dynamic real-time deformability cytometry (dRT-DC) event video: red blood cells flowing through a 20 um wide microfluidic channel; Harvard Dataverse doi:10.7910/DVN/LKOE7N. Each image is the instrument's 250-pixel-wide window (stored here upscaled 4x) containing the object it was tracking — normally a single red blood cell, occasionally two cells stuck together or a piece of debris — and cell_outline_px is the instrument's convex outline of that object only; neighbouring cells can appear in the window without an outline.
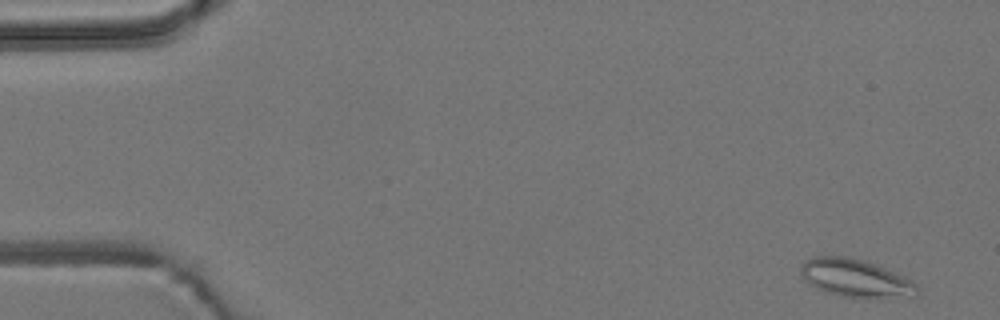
{"species": "common noctule bat (a hibernating species)", "species_latin": "Nyctalus noctula", "temperature_condition": "room temperature", "stored_images_in_passage": 5, "camera_frame_rate_fps": 3000, "um_per_image_px": 0.085, "animal": {"sex": "male", "body_mass_g": 19.2, "forearm_length_mm": 51.8}, "frame": {"image": 1, "passage_image": 1, "time_ms": 0.0, "image_size_px": [1000, 320], "cell_outline_px": [[920, 292], [916, 296], [840, 296], [824, 292], [816, 288], [800, 272], [800, 264], [804, 260], [812, 256], [844, 256], [864, 260], [876, 264], [912, 280], [920, 288]], "centroid_in_image_um": [72.71, 23.61], "position_along_channel_um": 12.3, "area_um2": 25.32}}